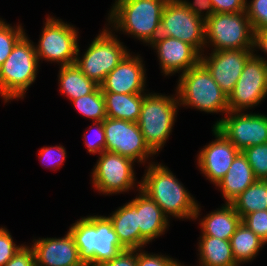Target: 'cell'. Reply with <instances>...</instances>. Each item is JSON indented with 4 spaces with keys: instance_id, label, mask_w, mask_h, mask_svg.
Wrapping results in <instances>:
<instances>
[{
    "instance_id": "5bb4252c",
    "label": "cell",
    "mask_w": 267,
    "mask_h": 266,
    "mask_svg": "<svg viewBox=\"0 0 267 266\" xmlns=\"http://www.w3.org/2000/svg\"><path fill=\"white\" fill-rule=\"evenodd\" d=\"M134 161L116 153L102 152L93 170V184L99 192L119 193L133 188Z\"/></svg>"
},
{
    "instance_id": "ba28073f",
    "label": "cell",
    "mask_w": 267,
    "mask_h": 266,
    "mask_svg": "<svg viewBox=\"0 0 267 266\" xmlns=\"http://www.w3.org/2000/svg\"><path fill=\"white\" fill-rule=\"evenodd\" d=\"M207 39L214 45L213 51L255 47V32L246 11L213 14L205 20V43Z\"/></svg>"
},
{
    "instance_id": "7bdbcfd3",
    "label": "cell",
    "mask_w": 267,
    "mask_h": 266,
    "mask_svg": "<svg viewBox=\"0 0 267 266\" xmlns=\"http://www.w3.org/2000/svg\"><path fill=\"white\" fill-rule=\"evenodd\" d=\"M173 266H184V265H181L180 263H178L177 261L175 262V264Z\"/></svg>"
},
{
    "instance_id": "4316f807",
    "label": "cell",
    "mask_w": 267,
    "mask_h": 266,
    "mask_svg": "<svg viewBox=\"0 0 267 266\" xmlns=\"http://www.w3.org/2000/svg\"><path fill=\"white\" fill-rule=\"evenodd\" d=\"M230 204L241 219L252 212L267 210V180L257 179Z\"/></svg>"
},
{
    "instance_id": "74e56055",
    "label": "cell",
    "mask_w": 267,
    "mask_h": 266,
    "mask_svg": "<svg viewBox=\"0 0 267 266\" xmlns=\"http://www.w3.org/2000/svg\"><path fill=\"white\" fill-rule=\"evenodd\" d=\"M176 261L172 258L161 255L137 253V266H173Z\"/></svg>"
},
{
    "instance_id": "d4e9b609",
    "label": "cell",
    "mask_w": 267,
    "mask_h": 266,
    "mask_svg": "<svg viewBox=\"0 0 267 266\" xmlns=\"http://www.w3.org/2000/svg\"><path fill=\"white\" fill-rule=\"evenodd\" d=\"M200 263L202 266H238L230 240L212 236H202L199 242Z\"/></svg>"
},
{
    "instance_id": "8d00e7d4",
    "label": "cell",
    "mask_w": 267,
    "mask_h": 266,
    "mask_svg": "<svg viewBox=\"0 0 267 266\" xmlns=\"http://www.w3.org/2000/svg\"><path fill=\"white\" fill-rule=\"evenodd\" d=\"M215 13H239L245 11L243 0H211Z\"/></svg>"
},
{
    "instance_id": "6da1fadb",
    "label": "cell",
    "mask_w": 267,
    "mask_h": 266,
    "mask_svg": "<svg viewBox=\"0 0 267 266\" xmlns=\"http://www.w3.org/2000/svg\"><path fill=\"white\" fill-rule=\"evenodd\" d=\"M69 232L86 266H101L125 250L112 222L105 216L81 218L70 227Z\"/></svg>"
},
{
    "instance_id": "d590c367",
    "label": "cell",
    "mask_w": 267,
    "mask_h": 266,
    "mask_svg": "<svg viewBox=\"0 0 267 266\" xmlns=\"http://www.w3.org/2000/svg\"><path fill=\"white\" fill-rule=\"evenodd\" d=\"M94 125L97 127L96 130V135H94V139L91 140V138H88L87 134L85 139V145L88 148V151L90 153H99L101 154L102 152L105 151V146H106V140H105V130L103 127V121H97L94 123Z\"/></svg>"
},
{
    "instance_id": "b9f144b4",
    "label": "cell",
    "mask_w": 267,
    "mask_h": 266,
    "mask_svg": "<svg viewBox=\"0 0 267 266\" xmlns=\"http://www.w3.org/2000/svg\"><path fill=\"white\" fill-rule=\"evenodd\" d=\"M254 46L267 53V29L255 31Z\"/></svg>"
},
{
    "instance_id": "60d3db41",
    "label": "cell",
    "mask_w": 267,
    "mask_h": 266,
    "mask_svg": "<svg viewBox=\"0 0 267 266\" xmlns=\"http://www.w3.org/2000/svg\"><path fill=\"white\" fill-rule=\"evenodd\" d=\"M184 6L190 10L194 15L199 16L202 18L203 16L201 14L202 10H207L204 16V20H207L210 18L213 14H215L214 9L211 4V0H195L193 4L180 0Z\"/></svg>"
},
{
    "instance_id": "ac0fdd59",
    "label": "cell",
    "mask_w": 267,
    "mask_h": 266,
    "mask_svg": "<svg viewBox=\"0 0 267 266\" xmlns=\"http://www.w3.org/2000/svg\"><path fill=\"white\" fill-rule=\"evenodd\" d=\"M143 65L141 58L132 57L128 53L99 85L102 92L142 93L146 79Z\"/></svg>"
},
{
    "instance_id": "7402d4cb",
    "label": "cell",
    "mask_w": 267,
    "mask_h": 266,
    "mask_svg": "<svg viewBox=\"0 0 267 266\" xmlns=\"http://www.w3.org/2000/svg\"><path fill=\"white\" fill-rule=\"evenodd\" d=\"M257 178L252 171L247 157L240 152L234 159L226 175L216 185L221 188L226 203H231L246 188L252 185Z\"/></svg>"
},
{
    "instance_id": "3957f363",
    "label": "cell",
    "mask_w": 267,
    "mask_h": 266,
    "mask_svg": "<svg viewBox=\"0 0 267 266\" xmlns=\"http://www.w3.org/2000/svg\"><path fill=\"white\" fill-rule=\"evenodd\" d=\"M167 37L192 45L199 53L205 44V20L194 15L180 0H168L161 21L145 43L154 46Z\"/></svg>"
},
{
    "instance_id": "d6986e66",
    "label": "cell",
    "mask_w": 267,
    "mask_h": 266,
    "mask_svg": "<svg viewBox=\"0 0 267 266\" xmlns=\"http://www.w3.org/2000/svg\"><path fill=\"white\" fill-rule=\"evenodd\" d=\"M152 47L158 52L162 72L165 75L180 70L185 73L200 63L201 54L192 45L180 39L167 37Z\"/></svg>"
},
{
    "instance_id": "5b68a950",
    "label": "cell",
    "mask_w": 267,
    "mask_h": 266,
    "mask_svg": "<svg viewBox=\"0 0 267 266\" xmlns=\"http://www.w3.org/2000/svg\"><path fill=\"white\" fill-rule=\"evenodd\" d=\"M178 83L177 98L180 104L191 105L207 113H228V95L201 63L182 73Z\"/></svg>"
},
{
    "instance_id": "9c48e42d",
    "label": "cell",
    "mask_w": 267,
    "mask_h": 266,
    "mask_svg": "<svg viewBox=\"0 0 267 266\" xmlns=\"http://www.w3.org/2000/svg\"><path fill=\"white\" fill-rule=\"evenodd\" d=\"M125 48L112 32L105 29L92 41L82 59L77 53L75 65L84 75L100 85L129 53Z\"/></svg>"
},
{
    "instance_id": "ffe728a7",
    "label": "cell",
    "mask_w": 267,
    "mask_h": 266,
    "mask_svg": "<svg viewBox=\"0 0 267 266\" xmlns=\"http://www.w3.org/2000/svg\"><path fill=\"white\" fill-rule=\"evenodd\" d=\"M137 197L138 226L140 229V248L157 236L164 234L168 219L157 203L140 190Z\"/></svg>"
},
{
    "instance_id": "4dcf8cb0",
    "label": "cell",
    "mask_w": 267,
    "mask_h": 266,
    "mask_svg": "<svg viewBox=\"0 0 267 266\" xmlns=\"http://www.w3.org/2000/svg\"><path fill=\"white\" fill-rule=\"evenodd\" d=\"M24 34L21 25L14 29L3 20H0V66L10 55L14 45Z\"/></svg>"
},
{
    "instance_id": "4fadbf2b",
    "label": "cell",
    "mask_w": 267,
    "mask_h": 266,
    "mask_svg": "<svg viewBox=\"0 0 267 266\" xmlns=\"http://www.w3.org/2000/svg\"><path fill=\"white\" fill-rule=\"evenodd\" d=\"M214 127L240 152L248 147L267 143V115L228 111V116L217 121Z\"/></svg>"
},
{
    "instance_id": "2e32d148",
    "label": "cell",
    "mask_w": 267,
    "mask_h": 266,
    "mask_svg": "<svg viewBox=\"0 0 267 266\" xmlns=\"http://www.w3.org/2000/svg\"><path fill=\"white\" fill-rule=\"evenodd\" d=\"M213 132L217 138L200 150L198 165L207 179L217 185L240 151L215 127Z\"/></svg>"
},
{
    "instance_id": "7a4b0ae2",
    "label": "cell",
    "mask_w": 267,
    "mask_h": 266,
    "mask_svg": "<svg viewBox=\"0 0 267 266\" xmlns=\"http://www.w3.org/2000/svg\"><path fill=\"white\" fill-rule=\"evenodd\" d=\"M140 190L159 205L163 213L196 219L199 206L166 166L151 164L140 182Z\"/></svg>"
},
{
    "instance_id": "8992f818",
    "label": "cell",
    "mask_w": 267,
    "mask_h": 266,
    "mask_svg": "<svg viewBox=\"0 0 267 266\" xmlns=\"http://www.w3.org/2000/svg\"><path fill=\"white\" fill-rule=\"evenodd\" d=\"M168 0H116L109 22L115 30L134 35L146 42L161 21L163 8Z\"/></svg>"
},
{
    "instance_id": "484cf974",
    "label": "cell",
    "mask_w": 267,
    "mask_h": 266,
    "mask_svg": "<svg viewBox=\"0 0 267 266\" xmlns=\"http://www.w3.org/2000/svg\"><path fill=\"white\" fill-rule=\"evenodd\" d=\"M61 93L72 100L94 92L99 85L84 75L74 64L61 66L59 71Z\"/></svg>"
},
{
    "instance_id": "52a82bcc",
    "label": "cell",
    "mask_w": 267,
    "mask_h": 266,
    "mask_svg": "<svg viewBox=\"0 0 267 266\" xmlns=\"http://www.w3.org/2000/svg\"><path fill=\"white\" fill-rule=\"evenodd\" d=\"M177 105L178 98L145 94L137 124L145 143L155 154L164 146L172 131Z\"/></svg>"
},
{
    "instance_id": "8fae6325",
    "label": "cell",
    "mask_w": 267,
    "mask_h": 266,
    "mask_svg": "<svg viewBox=\"0 0 267 266\" xmlns=\"http://www.w3.org/2000/svg\"><path fill=\"white\" fill-rule=\"evenodd\" d=\"M267 95V61L252 54L233 91L228 96L229 111H241L257 105Z\"/></svg>"
},
{
    "instance_id": "f35d334b",
    "label": "cell",
    "mask_w": 267,
    "mask_h": 266,
    "mask_svg": "<svg viewBox=\"0 0 267 266\" xmlns=\"http://www.w3.org/2000/svg\"><path fill=\"white\" fill-rule=\"evenodd\" d=\"M4 266H36L33 249L23 245Z\"/></svg>"
},
{
    "instance_id": "f546056e",
    "label": "cell",
    "mask_w": 267,
    "mask_h": 266,
    "mask_svg": "<svg viewBox=\"0 0 267 266\" xmlns=\"http://www.w3.org/2000/svg\"><path fill=\"white\" fill-rule=\"evenodd\" d=\"M257 179L267 180V143L254 145L242 151Z\"/></svg>"
},
{
    "instance_id": "e0dca14e",
    "label": "cell",
    "mask_w": 267,
    "mask_h": 266,
    "mask_svg": "<svg viewBox=\"0 0 267 266\" xmlns=\"http://www.w3.org/2000/svg\"><path fill=\"white\" fill-rule=\"evenodd\" d=\"M31 248L36 266H86L69 231L64 238L36 240Z\"/></svg>"
},
{
    "instance_id": "44dd1931",
    "label": "cell",
    "mask_w": 267,
    "mask_h": 266,
    "mask_svg": "<svg viewBox=\"0 0 267 266\" xmlns=\"http://www.w3.org/2000/svg\"><path fill=\"white\" fill-rule=\"evenodd\" d=\"M108 218L112 222L120 244L125 249L140 250V229L138 226L137 198L117 209Z\"/></svg>"
},
{
    "instance_id": "277c9868",
    "label": "cell",
    "mask_w": 267,
    "mask_h": 266,
    "mask_svg": "<svg viewBox=\"0 0 267 266\" xmlns=\"http://www.w3.org/2000/svg\"><path fill=\"white\" fill-rule=\"evenodd\" d=\"M34 46L24 34L0 66V95L5 101L23 98L35 81L39 59Z\"/></svg>"
},
{
    "instance_id": "ab89813d",
    "label": "cell",
    "mask_w": 267,
    "mask_h": 266,
    "mask_svg": "<svg viewBox=\"0 0 267 266\" xmlns=\"http://www.w3.org/2000/svg\"><path fill=\"white\" fill-rule=\"evenodd\" d=\"M137 249L122 250L116 257L101 266H137ZM136 253V254H134Z\"/></svg>"
},
{
    "instance_id": "e575fe53",
    "label": "cell",
    "mask_w": 267,
    "mask_h": 266,
    "mask_svg": "<svg viewBox=\"0 0 267 266\" xmlns=\"http://www.w3.org/2000/svg\"><path fill=\"white\" fill-rule=\"evenodd\" d=\"M39 157L42 161H47L48 164L51 166L53 165V169L59 168L60 164L64 162L66 159V151L62 146H54V147H44L39 151ZM44 163V162H43ZM47 164V163H46ZM48 165V166H49Z\"/></svg>"
},
{
    "instance_id": "30bf717a",
    "label": "cell",
    "mask_w": 267,
    "mask_h": 266,
    "mask_svg": "<svg viewBox=\"0 0 267 266\" xmlns=\"http://www.w3.org/2000/svg\"><path fill=\"white\" fill-rule=\"evenodd\" d=\"M77 31L70 24L47 17L39 44L34 47L38 59L57 61L61 66L75 63L79 53Z\"/></svg>"
},
{
    "instance_id": "83f0119b",
    "label": "cell",
    "mask_w": 267,
    "mask_h": 266,
    "mask_svg": "<svg viewBox=\"0 0 267 266\" xmlns=\"http://www.w3.org/2000/svg\"><path fill=\"white\" fill-rule=\"evenodd\" d=\"M235 261L240 264L253 259L265 243L242 222L230 239Z\"/></svg>"
},
{
    "instance_id": "603a6c76",
    "label": "cell",
    "mask_w": 267,
    "mask_h": 266,
    "mask_svg": "<svg viewBox=\"0 0 267 266\" xmlns=\"http://www.w3.org/2000/svg\"><path fill=\"white\" fill-rule=\"evenodd\" d=\"M240 223V215L231 204L226 203L220 210H215L202 219V236L230 240Z\"/></svg>"
},
{
    "instance_id": "7c38bea8",
    "label": "cell",
    "mask_w": 267,
    "mask_h": 266,
    "mask_svg": "<svg viewBox=\"0 0 267 266\" xmlns=\"http://www.w3.org/2000/svg\"><path fill=\"white\" fill-rule=\"evenodd\" d=\"M105 130V151L144 162L155 154L145 143L138 124L131 121L106 117L103 120Z\"/></svg>"
},
{
    "instance_id": "836d02e7",
    "label": "cell",
    "mask_w": 267,
    "mask_h": 266,
    "mask_svg": "<svg viewBox=\"0 0 267 266\" xmlns=\"http://www.w3.org/2000/svg\"><path fill=\"white\" fill-rule=\"evenodd\" d=\"M23 247L14 244L6 228H0V266H4Z\"/></svg>"
},
{
    "instance_id": "d6a6232c",
    "label": "cell",
    "mask_w": 267,
    "mask_h": 266,
    "mask_svg": "<svg viewBox=\"0 0 267 266\" xmlns=\"http://www.w3.org/2000/svg\"><path fill=\"white\" fill-rule=\"evenodd\" d=\"M241 222L253 231L264 243H267V210L247 214Z\"/></svg>"
},
{
    "instance_id": "f1b7e54d",
    "label": "cell",
    "mask_w": 267,
    "mask_h": 266,
    "mask_svg": "<svg viewBox=\"0 0 267 266\" xmlns=\"http://www.w3.org/2000/svg\"><path fill=\"white\" fill-rule=\"evenodd\" d=\"M76 109L94 122L103 121L106 117L105 99L100 86L89 95L72 100Z\"/></svg>"
},
{
    "instance_id": "cb8c5ba5",
    "label": "cell",
    "mask_w": 267,
    "mask_h": 266,
    "mask_svg": "<svg viewBox=\"0 0 267 266\" xmlns=\"http://www.w3.org/2000/svg\"><path fill=\"white\" fill-rule=\"evenodd\" d=\"M102 93L107 117L137 123L145 94Z\"/></svg>"
},
{
    "instance_id": "1f68e13d",
    "label": "cell",
    "mask_w": 267,
    "mask_h": 266,
    "mask_svg": "<svg viewBox=\"0 0 267 266\" xmlns=\"http://www.w3.org/2000/svg\"><path fill=\"white\" fill-rule=\"evenodd\" d=\"M246 14L255 31L267 29V0H252L245 5Z\"/></svg>"
},
{
    "instance_id": "9a60e30c",
    "label": "cell",
    "mask_w": 267,
    "mask_h": 266,
    "mask_svg": "<svg viewBox=\"0 0 267 266\" xmlns=\"http://www.w3.org/2000/svg\"><path fill=\"white\" fill-rule=\"evenodd\" d=\"M252 49L217 50L207 58L201 54L200 63L209 71L220 89L228 96L233 91L236 82L243 71Z\"/></svg>"
}]
</instances>
